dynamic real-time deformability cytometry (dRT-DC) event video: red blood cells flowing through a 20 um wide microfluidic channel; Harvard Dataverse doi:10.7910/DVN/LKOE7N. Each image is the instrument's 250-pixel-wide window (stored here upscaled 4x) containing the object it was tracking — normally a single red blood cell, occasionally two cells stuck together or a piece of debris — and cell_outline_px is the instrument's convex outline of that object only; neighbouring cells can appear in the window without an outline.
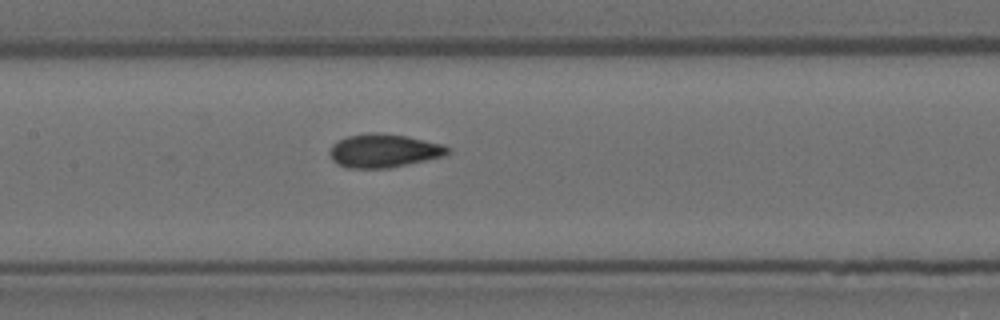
{"species": "Egyptian fruit bat (a non-hibernating species)", "species_latin": "Rousettus aegyptiacus", "temperature_condition": "room temperature", "stored_images_in_passage": 7, "camera_frame_rate_fps": 3000, "um_per_image_px": 0.085, "animal": {"sex": "female"}, "frame": {"image": 1, "passage_image": 7, "time_ms": 2.0, "image_size_px": [1000, 320], "cell_outline_px": [[448, 152], [444, 156], [388, 168], [348, 168], [332, 160], [328, 152], [332, 144], [348, 136], [368, 132], [376, 132], [408, 136], [444, 144], [448, 148]], "centroid_in_image_um": [32.6, 12.8], "position_along_channel_um": 174.8, "area_um2": 22.95}}